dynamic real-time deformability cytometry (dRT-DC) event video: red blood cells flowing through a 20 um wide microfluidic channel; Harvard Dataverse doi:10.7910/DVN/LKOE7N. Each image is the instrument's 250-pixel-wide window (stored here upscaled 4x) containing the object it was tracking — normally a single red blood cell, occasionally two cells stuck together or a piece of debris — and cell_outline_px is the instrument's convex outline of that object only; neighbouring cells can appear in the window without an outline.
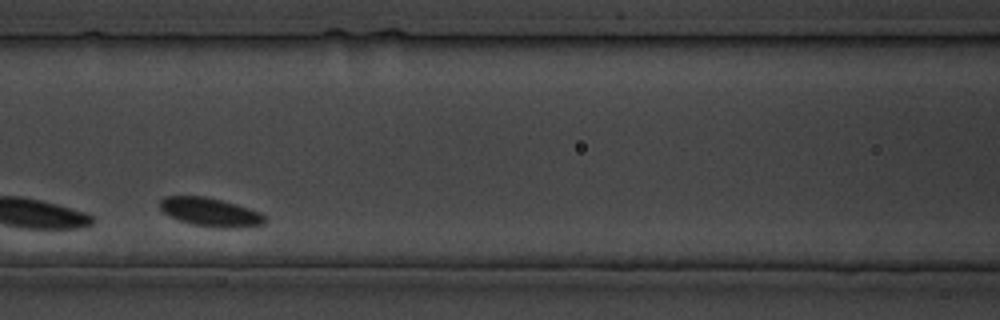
{"species": "common noctule bat (a hibernating species)", "species_latin": "Nyctalus noctula", "temperature_condition": "cold", "stored_images_in_passage": 9, "camera_frame_rate_fps": 3000, "um_per_image_px": 0.085, "animal": {"sex": "male", "body_mass_g": 19.5, "forearm_length_mm": 54.6}, "frame": {"image": 1, "passage_image": 6, "time_ms": 6.667, "image_size_px": [1000, 320], "cell_outline_px": [[264, 224], [240, 228], [224, 228], [192, 224], [168, 216], [160, 208], [160, 200], [164, 196], [204, 196], [236, 204], [260, 212], [264, 216]], "centroid_in_image_um": [17.86, 18.03], "position_along_channel_um": 148.7, "area_um2": 17.34}}